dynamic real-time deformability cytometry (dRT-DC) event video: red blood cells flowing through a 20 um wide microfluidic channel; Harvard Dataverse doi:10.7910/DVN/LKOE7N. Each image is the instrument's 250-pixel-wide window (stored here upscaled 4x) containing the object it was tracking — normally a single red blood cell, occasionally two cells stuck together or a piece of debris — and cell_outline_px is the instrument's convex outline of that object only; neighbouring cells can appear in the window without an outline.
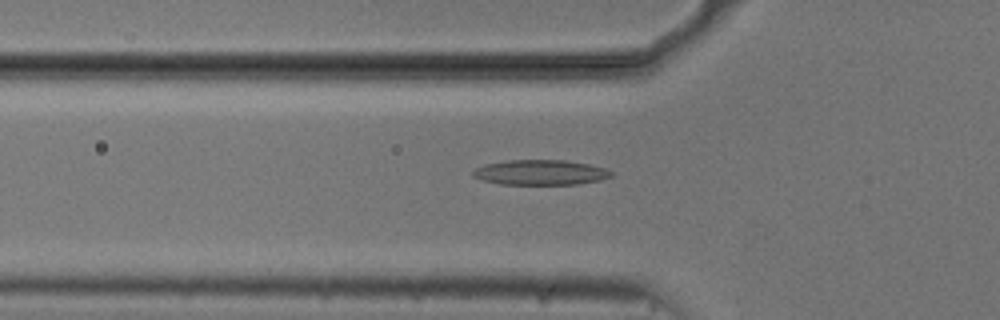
{"species": "common noctule bat (a hibernating species)", "species_latin": "Nyctalus noctula", "temperature_condition": "cold", "stored_images_in_passage": 31, "camera_frame_rate_fps": 3000, "um_per_image_px": 0.085, "animal": {"sex": "male", "body_mass_g": 20.5, "forearm_length_mm": 52.5}, "frame": {"image": 1, "passage_image": 3, "time_ms": 0.667, "image_size_px": [1000, 320], "cell_outline_px": [[612, 176], [600, 180], [580, 184], [500, 184], [484, 180], [472, 176], [472, 172], [476, 168], [484, 164], [504, 160], [564, 160], [588, 164], [604, 168], [612, 172]], "centroid_in_image_um": [45.92, 14.65], "position_along_channel_um": 79.9, "area_um2": 20.17}}
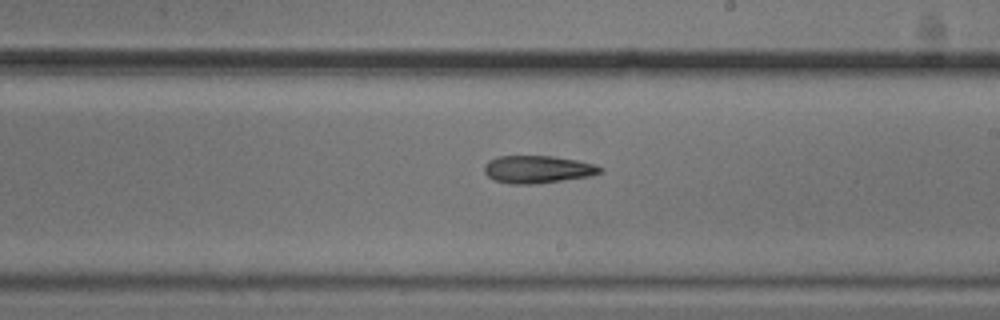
{"frame": {"image": 2, "passage_image": 16, "time_ms": 5.0, "image_size_px": [1000, 320], "cell_outline_px": [[604, 172], [592, 176], [532, 184], [508, 184], [492, 180], [484, 172], [484, 164], [488, 160], [496, 156], [552, 156], [576, 160], [596, 164], [604, 168]], "centroid_in_image_um": [45.7, 14.39], "position_along_channel_um": 243.3, "area_um2": 18.9}}
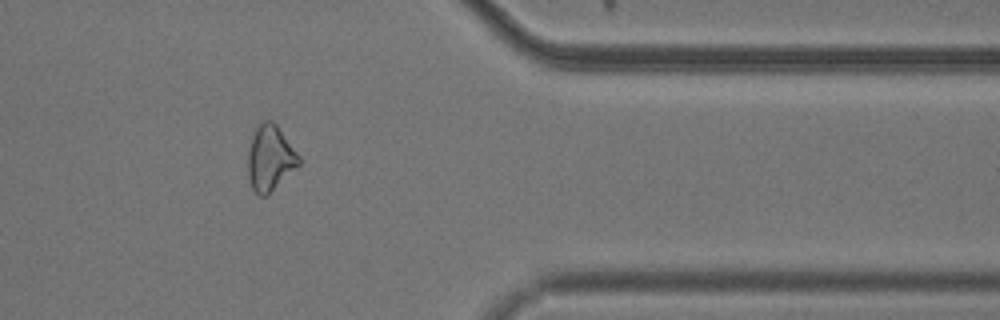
{"frame": {"image": 3, "passage_image": 29, "time_ms": 9.333, "image_size_px": [1000, 320], "cell_outline_px": [[300, 164], [268, 196], [260, 196], [252, 188], [248, 176], [248, 152], [252, 136], [256, 128], [264, 120], [272, 120], [276, 124], [300, 156]], "centroid_in_image_um": [22.96, 13.46], "position_along_channel_um": 388.4, "area_um2": 19.42}, "authors_computed_cell_mechanics": {"area_um2": 19.0162, "velocity_mm_per_s": 3.7463, "shape_relaxation_time_tau1_ms": 4.6548, "shape_relaxation_time_tau2_ms": 5.7545, "deformation_change_tau1": 0.1111, "deformation_change_tau2": 0.1653}}